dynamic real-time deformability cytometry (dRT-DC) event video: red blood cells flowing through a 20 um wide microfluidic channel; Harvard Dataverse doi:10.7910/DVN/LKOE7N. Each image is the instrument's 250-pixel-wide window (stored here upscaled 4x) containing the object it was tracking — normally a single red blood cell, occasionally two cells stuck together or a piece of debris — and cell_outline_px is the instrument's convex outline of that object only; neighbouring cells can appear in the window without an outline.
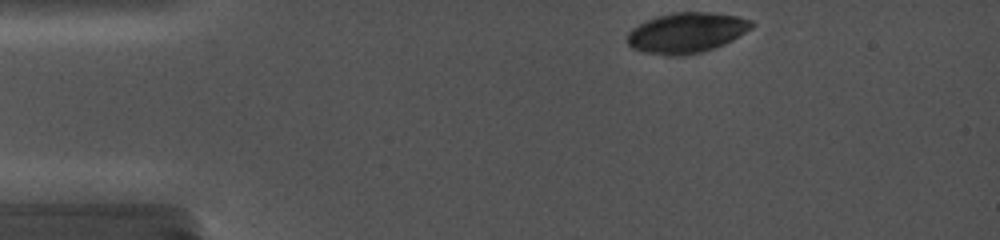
{"species": "common noctule bat (a hibernating species)", "species_latin": "Nyctalus noctula", "temperature_condition": "cold", "stored_images_in_passage": 3, "camera_frame_rate_fps": 5000, "um_per_image_px": 0.085, "animal": {"sex": "female", "body_mass_g": 19.0, "forearm_length_mm": 56.7}, "frame": {"image": 1, "passage_image": 1, "time_ms": 0.0, "image_size_px": [1000, 240], "cell_outline_px": [[756, 24], [752, 28], [732, 40], [724, 44], [700, 52], [684, 56], [664, 56], [644, 52], [632, 48], [628, 44], [628, 32], [632, 28], [656, 16], [672, 12], [716, 12], [736, 16], [752, 20]], "centroid_in_image_um": [58.37, 2.78], "position_along_channel_um": 26.6, "area_um2": 29.36}}